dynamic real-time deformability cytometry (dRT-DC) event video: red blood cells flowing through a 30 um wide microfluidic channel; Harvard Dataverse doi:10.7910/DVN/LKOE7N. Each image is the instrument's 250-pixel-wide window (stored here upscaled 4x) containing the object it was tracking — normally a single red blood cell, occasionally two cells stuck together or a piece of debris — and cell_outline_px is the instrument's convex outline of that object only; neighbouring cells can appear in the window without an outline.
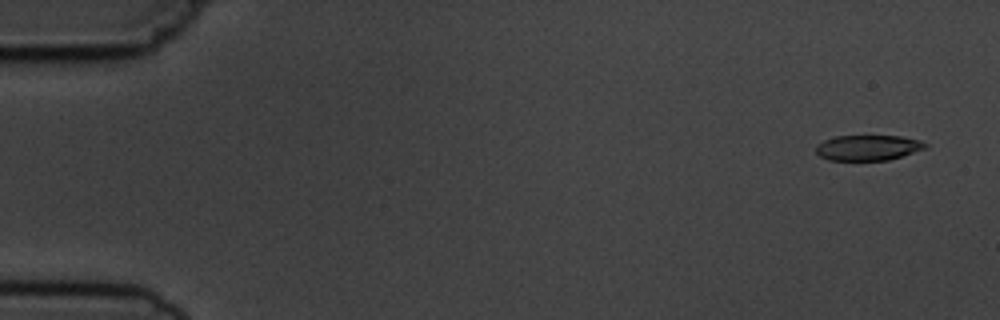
{"species": "common noctule bat (a hibernating species)", "species_latin": "Nyctalus noctula", "temperature_condition": "cold", "stored_images_in_passage": 5, "segment_of_instrument_passage": [2, 2], "camera_frame_rate_fps": 3000, "um_per_image_px": 0.085, "animal": {"sex": "male", "body_mass_g": 19.5, "forearm_length_mm": 54.6}, "frame": {"image": 1, "passage_image": 5, "time_ms": 5.667, "image_size_px": [1000, 320], "cell_outline_px": [[928, 144], [924, 148], [888, 160], [828, 160], [820, 156], [816, 152], [816, 144], [824, 140], [836, 136], [900, 136], [920, 140]], "centroid_in_image_um": [73.73, 12.55], "position_along_channel_um": 11.3, "area_um2": 16.01}}